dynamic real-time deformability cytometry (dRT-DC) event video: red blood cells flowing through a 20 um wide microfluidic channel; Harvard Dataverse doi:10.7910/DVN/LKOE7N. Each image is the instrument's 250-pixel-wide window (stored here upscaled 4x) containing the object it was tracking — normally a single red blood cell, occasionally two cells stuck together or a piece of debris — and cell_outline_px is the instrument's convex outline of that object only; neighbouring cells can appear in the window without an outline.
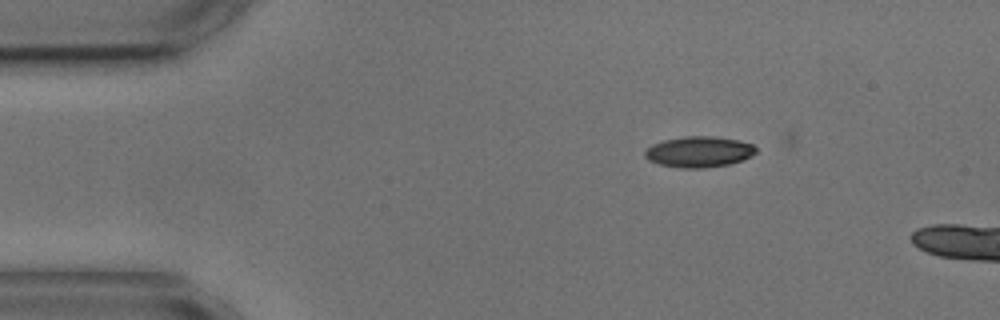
{"species": "common noctule bat (a hibernating species)", "species_latin": "Nyctalus noctula", "temperature_condition": "cold", "stored_images_in_passage": 3, "camera_frame_rate_fps": 3000, "um_per_image_px": 0.085, "animal": {"sex": "male", "body_mass_g": 17.9, "forearm_length_mm": 54.2}, "frame": {"image": 1, "passage_image": 1, "time_ms": 0.0, "image_size_px": [1000, 320], "cell_outline_px": [[756, 152], [752, 156], [728, 164], [704, 168], [680, 168], [660, 164], [648, 160], [644, 156], [644, 152], [652, 144], [664, 140], [684, 136], [712, 136], [740, 140], [752, 144], [756, 148]], "centroid_in_image_um": [59.4, 12.9], "position_along_channel_um": 25.6, "area_um2": 19.94}}